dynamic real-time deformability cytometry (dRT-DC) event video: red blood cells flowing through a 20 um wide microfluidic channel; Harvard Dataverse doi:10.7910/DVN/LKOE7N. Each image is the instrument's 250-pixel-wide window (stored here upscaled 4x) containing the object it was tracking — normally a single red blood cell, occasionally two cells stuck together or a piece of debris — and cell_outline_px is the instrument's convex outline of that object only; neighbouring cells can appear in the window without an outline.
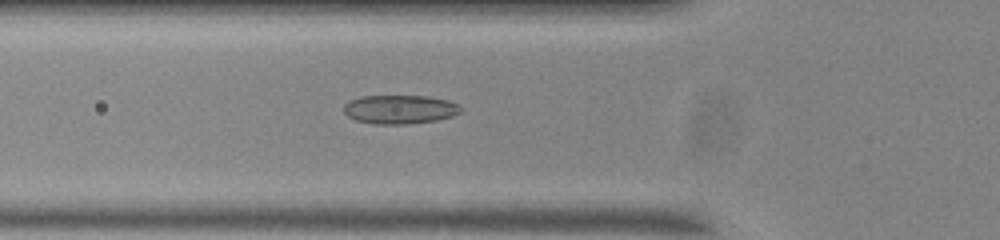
{"species": "common noctule bat (a hibernating species)", "species_latin": "Nyctalus noctula", "temperature_condition": "room temperature", "stored_images_in_passage": 54, "camera_frame_rate_fps": 3000, "um_per_image_px": 0.085, "animal": {"sex": "male", "body_mass_g": 20.0, "forearm_length_mm": 53.3}, "frame": {"image": 1, "passage_image": 18, "time_ms": 5.667, "image_size_px": [1000, 240], "cell_outline_px": [[464, 108], [460, 112], [452, 116], [436, 120], [408, 124], [376, 124], [356, 120], [348, 116], [344, 112], [344, 104], [348, 100], [360, 96], [428, 96], [448, 100]], "centroid_in_image_um": [33.97, 9.29], "position_along_channel_um": 91.8, "area_um2": 19.71}}
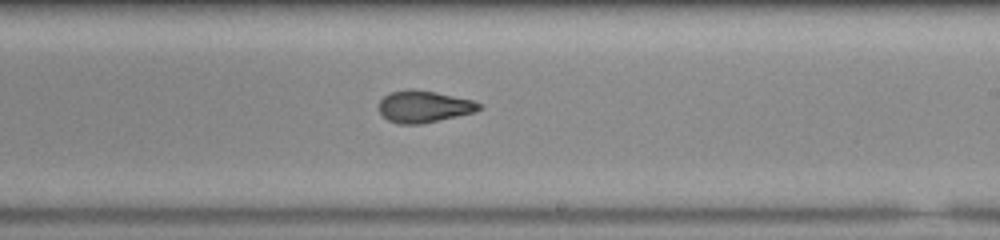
{"frame": {"image": 2, "passage_image": 31, "time_ms": 10.0, "image_size_px": [1000, 240], "cell_outline_px": [[480, 108], [472, 112], [456, 116], [420, 124], [400, 124], [388, 120], [380, 112], [380, 100], [384, 96], [392, 92], [408, 88], [412, 88], [436, 92], [472, 100], [480, 104]], "centroid_in_image_um": [35.99, 9.04], "position_along_channel_um": 253.0, "area_um2": 18.26}}
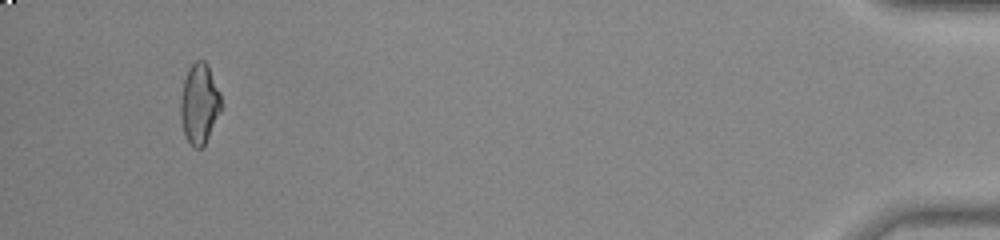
{"frame": {"image": 3, "passage_image": 51, "time_ms": 16.667, "image_size_px": [1000, 240], "cell_outline_px": [[220, 112], [204, 144], [200, 148], [192, 148], [184, 136], [180, 120], [180, 96], [184, 80], [188, 68], [196, 60], [204, 60], [208, 64], [220, 92]], "centroid_in_image_um": [16.91, 8.81], "position_along_channel_um": 418.3, "area_um2": 19.07}, "authors_computed_cell_mechanics": {"area_um2": 18.9295, "velocity_mm_per_s": 3.7074, "shape_relaxation_time_tau1_ms": 8.897, "shape_relaxation_time_tau2_ms": 1.8667, "deformation_change_tau1": 0.1939, "deformation_change_tau2": 0.0724}}